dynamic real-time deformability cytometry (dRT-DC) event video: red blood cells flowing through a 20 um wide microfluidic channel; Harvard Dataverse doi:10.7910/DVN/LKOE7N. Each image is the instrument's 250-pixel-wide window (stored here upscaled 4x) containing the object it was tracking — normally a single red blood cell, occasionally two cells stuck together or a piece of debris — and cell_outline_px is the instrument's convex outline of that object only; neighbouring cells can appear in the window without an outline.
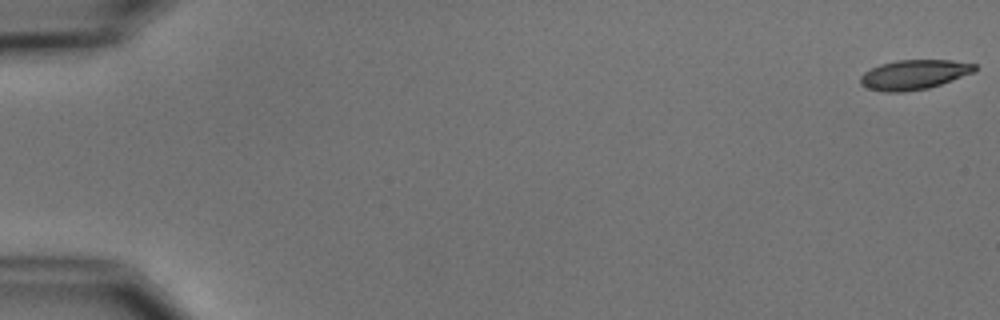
{"species": "common noctule bat (a hibernating species)", "species_latin": "Nyctalus noctula", "temperature_condition": "cold", "stored_images_in_passage": 9, "camera_frame_rate_fps": 3000, "um_per_image_px": 0.085, "animal": {"sex": "male", "body_mass_g": 15.6}, "frame": {"image": 1, "passage_image": 1, "time_ms": 0.0, "image_size_px": [1000, 320], "cell_outline_px": [[976, 72], [928, 88], [904, 92], [884, 92], [868, 88], [860, 84], [860, 76], [864, 72], [880, 64], [896, 60], [952, 60], [976, 64]], "centroid_in_image_um": [77.69, 6.34], "position_along_channel_um": 7.3, "area_um2": 19.83}}
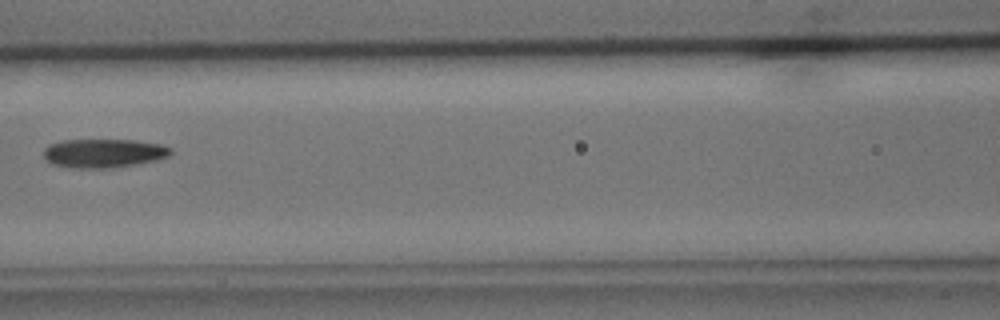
{"frame": {"image": 2, "passage_image": 8, "time_ms": 8.333, "image_size_px": [1000, 320], "cell_outline_px": [[172, 152], [168, 156], [156, 160], [136, 164], [112, 168], [72, 168], [52, 164], [44, 156], [44, 148], [48, 144], [64, 140], [132, 140], [160, 144], [172, 148]], "centroid_in_image_um": [8.8, 13.02], "position_along_channel_um": 157.8, "area_um2": 21.33}}
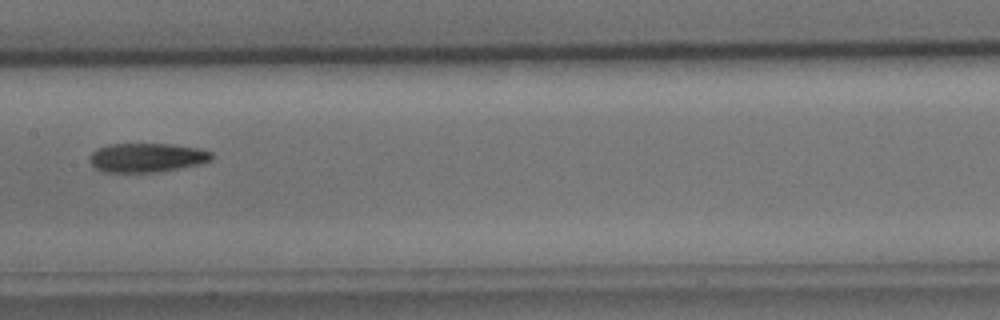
{"frame": {"image": 3, "passage_image": 9, "time_ms": 9.333, "image_size_px": [1000, 320], "cell_outline_px": [[212, 160], [200, 164], [160, 172], [104, 172], [96, 168], [88, 160], [88, 156], [96, 148], [108, 144], [172, 144], [196, 148], [212, 152]], "centroid_in_image_um": [12.45, 13.4], "position_along_channel_um": 195.0, "area_um2": 20.81}}